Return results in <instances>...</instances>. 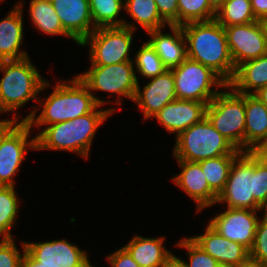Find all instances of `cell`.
Returning <instances> with one entry per match:
<instances>
[{"instance_id": "obj_1", "label": "cell", "mask_w": 267, "mask_h": 267, "mask_svg": "<svg viewBox=\"0 0 267 267\" xmlns=\"http://www.w3.org/2000/svg\"><path fill=\"white\" fill-rule=\"evenodd\" d=\"M63 82L56 84L53 92L48 97L46 96L45 103L38 100L43 108L39 116L36 115L37 107L20 121H25L31 128L49 126L73 120L92 112L98 105L104 106L110 103L94 96L77 75L69 82Z\"/></svg>"}, {"instance_id": "obj_2", "label": "cell", "mask_w": 267, "mask_h": 267, "mask_svg": "<svg viewBox=\"0 0 267 267\" xmlns=\"http://www.w3.org/2000/svg\"><path fill=\"white\" fill-rule=\"evenodd\" d=\"M187 57L215 72L227 85L235 74L225 29L215 19L182 25Z\"/></svg>"}, {"instance_id": "obj_3", "label": "cell", "mask_w": 267, "mask_h": 267, "mask_svg": "<svg viewBox=\"0 0 267 267\" xmlns=\"http://www.w3.org/2000/svg\"><path fill=\"white\" fill-rule=\"evenodd\" d=\"M98 105L92 112L73 120L46 126L36 136V150H63L76 152L83 158L89 157L96 131L101 124L117 109L99 110Z\"/></svg>"}, {"instance_id": "obj_4", "label": "cell", "mask_w": 267, "mask_h": 267, "mask_svg": "<svg viewBox=\"0 0 267 267\" xmlns=\"http://www.w3.org/2000/svg\"><path fill=\"white\" fill-rule=\"evenodd\" d=\"M0 114L1 112H15L33 98L38 101L37 94L50 86L43 79L29 56L19 60L0 61Z\"/></svg>"}, {"instance_id": "obj_5", "label": "cell", "mask_w": 267, "mask_h": 267, "mask_svg": "<svg viewBox=\"0 0 267 267\" xmlns=\"http://www.w3.org/2000/svg\"><path fill=\"white\" fill-rule=\"evenodd\" d=\"M176 138L173 150L176 160L200 162L222 155L241 153L214 128L206 116Z\"/></svg>"}, {"instance_id": "obj_6", "label": "cell", "mask_w": 267, "mask_h": 267, "mask_svg": "<svg viewBox=\"0 0 267 267\" xmlns=\"http://www.w3.org/2000/svg\"><path fill=\"white\" fill-rule=\"evenodd\" d=\"M206 107V117L237 150L244 152L245 94L224 87ZM231 91H230V90Z\"/></svg>"}, {"instance_id": "obj_7", "label": "cell", "mask_w": 267, "mask_h": 267, "mask_svg": "<svg viewBox=\"0 0 267 267\" xmlns=\"http://www.w3.org/2000/svg\"><path fill=\"white\" fill-rule=\"evenodd\" d=\"M175 79L176 98L193 100L207 105L227 85L215 72L198 61L186 58L171 69ZM215 89H212V87ZM217 90V91H216Z\"/></svg>"}, {"instance_id": "obj_8", "label": "cell", "mask_w": 267, "mask_h": 267, "mask_svg": "<svg viewBox=\"0 0 267 267\" xmlns=\"http://www.w3.org/2000/svg\"><path fill=\"white\" fill-rule=\"evenodd\" d=\"M135 31L121 27L96 28L79 46L89 44L91 66L113 65L132 61L129 56Z\"/></svg>"}, {"instance_id": "obj_9", "label": "cell", "mask_w": 267, "mask_h": 267, "mask_svg": "<svg viewBox=\"0 0 267 267\" xmlns=\"http://www.w3.org/2000/svg\"><path fill=\"white\" fill-rule=\"evenodd\" d=\"M254 152H241L232 162L224 190L216 204L227 203V208L263 210L254 201Z\"/></svg>"}, {"instance_id": "obj_10", "label": "cell", "mask_w": 267, "mask_h": 267, "mask_svg": "<svg viewBox=\"0 0 267 267\" xmlns=\"http://www.w3.org/2000/svg\"><path fill=\"white\" fill-rule=\"evenodd\" d=\"M133 61L113 65L91 66L85 73L77 75L89 91H104L114 93L119 97L134 100L138 77Z\"/></svg>"}, {"instance_id": "obj_11", "label": "cell", "mask_w": 267, "mask_h": 267, "mask_svg": "<svg viewBox=\"0 0 267 267\" xmlns=\"http://www.w3.org/2000/svg\"><path fill=\"white\" fill-rule=\"evenodd\" d=\"M227 43L235 69L242 63L267 53V27L257 20L244 25L224 27Z\"/></svg>"}, {"instance_id": "obj_12", "label": "cell", "mask_w": 267, "mask_h": 267, "mask_svg": "<svg viewBox=\"0 0 267 267\" xmlns=\"http://www.w3.org/2000/svg\"><path fill=\"white\" fill-rule=\"evenodd\" d=\"M31 129L25 121H19L2 139L0 144V186L15 187L14 175L18 173L28 149L36 150V137L29 140Z\"/></svg>"}, {"instance_id": "obj_13", "label": "cell", "mask_w": 267, "mask_h": 267, "mask_svg": "<svg viewBox=\"0 0 267 267\" xmlns=\"http://www.w3.org/2000/svg\"><path fill=\"white\" fill-rule=\"evenodd\" d=\"M25 243V251L43 267H93L88 253L65 239Z\"/></svg>"}, {"instance_id": "obj_14", "label": "cell", "mask_w": 267, "mask_h": 267, "mask_svg": "<svg viewBox=\"0 0 267 267\" xmlns=\"http://www.w3.org/2000/svg\"><path fill=\"white\" fill-rule=\"evenodd\" d=\"M257 211L264 212V210L227 208L212 218L208 224L224 238L235 241L250 251L259 221Z\"/></svg>"}, {"instance_id": "obj_15", "label": "cell", "mask_w": 267, "mask_h": 267, "mask_svg": "<svg viewBox=\"0 0 267 267\" xmlns=\"http://www.w3.org/2000/svg\"><path fill=\"white\" fill-rule=\"evenodd\" d=\"M203 251L211 255L220 266L246 267L250 262V252L243 245L224 238L209 224L205 233L190 237Z\"/></svg>"}, {"instance_id": "obj_16", "label": "cell", "mask_w": 267, "mask_h": 267, "mask_svg": "<svg viewBox=\"0 0 267 267\" xmlns=\"http://www.w3.org/2000/svg\"><path fill=\"white\" fill-rule=\"evenodd\" d=\"M175 79L172 70H166L163 74L150 78V82L140 89L137 82V90L133 102L143 112V118L149 119L159 112L165 105L176 100Z\"/></svg>"}, {"instance_id": "obj_17", "label": "cell", "mask_w": 267, "mask_h": 267, "mask_svg": "<svg viewBox=\"0 0 267 267\" xmlns=\"http://www.w3.org/2000/svg\"><path fill=\"white\" fill-rule=\"evenodd\" d=\"M51 2L63 29L75 43L80 45L96 29L89 0H51Z\"/></svg>"}, {"instance_id": "obj_18", "label": "cell", "mask_w": 267, "mask_h": 267, "mask_svg": "<svg viewBox=\"0 0 267 267\" xmlns=\"http://www.w3.org/2000/svg\"><path fill=\"white\" fill-rule=\"evenodd\" d=\"M206 107L207 104L203 102L176 99L165 105L153 117L168 132H176L177 137L206 116Z\"/></svg>"}, {"instance_id": "obj_19", "label": "cell", "mask_w": 267, "mask_h": 267, "mask_svg": "<svg viewBox=\"0 0 267 267\" xmlns=\"http://www.w3.org/2000/svg\"><path fill=\"white\" fill-rule=\"evenodd\" d=\"M177 163L182 171L172 181L197 203V210L216 204L218 195L209 187L200 164L185 160Z\"/></svg>"}, {"instance_id": "obj_20", "label": "cell", "mask_w": 267, "mask_h": 267, "mask_svg": "<svg viewBox=\"0 0 267 267\" xmlns=\"http://www.w3.org/2000/svg\"><path fill=\"white\" fill-rule=\"evenodd\" d=\"M267 151V106L253 94H245L244 152Z\"/></svg>"}, {"instance_id": "obj_21", "label": "cell", "mask_w": 267, "mask_h": 267, "mask_svg": "<svg viewBox=\"0 0 267 267\" xmlns=\"http://www.w3.org/2000/svg\"><path fill=\"white\" fill-rule=\"evenodd\" d=\"M170 34L161 30L147 32L150 39L147 40L155 49L167 70L179 66L187 58L186 40L181 26L169 25Z\"/></svg>"}, {"instance_id": "obj_22", "label": "cell", "mask_w": 267, "mask_h": 267, "mask_svg": "<svg viewBox=\"0 0 267 267\" xmlns=\"http://www.w3.org/2000/svg\"><path fill=\"white\" fill-rule=\"evenodd\" d=\"M23 1L18 2L8 15L0 21V61L19 60L28 53L19 50L23 40Z\"/></svg>"}, {"instance_id": "obj_23", "label": "cell", "mask_w": 267, "mask_h": 267, "mask_svg": "<svg viewBox=\"0 0 267 267\" xmlns=\"http://www.w3.org/2000/svg\"><path fill=\"white\" fill-rule=\"evenodd\" d=\"M124 248L140 267H163L173 255L164 247V237L146 238L135 236Z\"/></svg>"}, {"instance_id": "obj_24", "label": "cell", "mask_w": 267, "mask_h": 267, "mask_svg": "<svg viewBox=\"0 0 267 267\" xmlns=\"http://www.w3.org/2000/svg\"><path fill=\"white\" fill-rule=\"evenodd\" d=\"M229 86L241 94H254L267 86V53L239 65Z\"/></svg>"}, {"instance_id": "obj_25", "label": "cell", "mask_w": 267, "mask_h": 267, "mask_svg": "<svg viewBox=\"0 0 267 267\" xmlns=\"http://www.w3.org/2000/svg\"><path fill=\"white\" fill-rule=\"evenodd\" d=\"M89 6L95 28L124 26L136 29L135 23H128L119 17L121 9L125 8L123 0H89Z\"/></svg>"}, {"instance_id": "obj_26", "label": "cell", "mask_w": 267, "mask_h": 267, "mask_svg": "<svg viewBox=\"0 0 267 267\" xmlns=\"http://www.w3.org/2000/svg\"><path fill=\"white\" fill-rule=\"evenodd\" d=\"M29 16L32 24L47 35H63L71 38L63 29L51 1L30 0Z\"/></svg>"}, {"instance_id": "obj_27", "label": "cell", "mask_w": 267, "mask_h": 267, "mask_svg": "<svg viewBox=\"0 0 267 267\" xmlns=\"http://www.w3.org/2000/svg\"><path fill=\"white\" fill-rule=\"evenodd\" d=\"M125 10L146 32L168 25L160 16L155 0H126Z\"/></svg>"}, {"instance_id": "obj_28", "label": "cell", "mask_w": 267, "mask_h": 267, "mask_svg": "<svg viewBox=\"0 0 267 267\" xmlns=\"http://www.w3.org/2000/svg\"><path fill=\"white\" fill-rule=\"evenodd\" d=\"M238 155H222L198 162L209 184V187L219 196L228 180L233 160Z\"/></svg>"}, {"instance_id": "obj_29", "label": "cell", "mask_w": 267, "mask_h": 267, "mask_svg": "<svg viewBox=\"0 0 267 267\" xmlns=\"http://www.w3.org/2000/svg\"><path fill=\"white\" fill-rule=\"evenodd\" d=\"M215 20L223 27L257 21L250 0H225L216 12Z\"/></svg>"}, {"instance_id": "obj_30", "label": "cell", "mask_w": 267, "mask_h": 267, "mask_svg": "<svg viewBox=\"0 0 267 267\" xmlns=\"http://www.w3.org/2000/svg\"><path fill=\"white\" fill-rule=\"evenodd\" d=\"M15 187L0 186V236L1 239H13V228L19 210Z\"/></svg>"}, {"instance_id": "obj_31", "label": "cell", "mask_w": 267, "mask_h": 267, "mask_svg": "<svg viewBox=\"0 0 267 267\" xmlns=\"http://www.w3.org/2000/svg\"><path fill=\"white\" fill-rule=\"evenodd\" d=\"M216 12L207 0H178V26L215 19Z\"/></svg>"}, {"instance_id": "obj_32", "label": "cell", "mask_w": 267, "mask_h": 267, "mask_svg": "<svg viewBox=\"0 0 267 267\" xmlns=\"http://www.w3.org/2000/svg\"><path fill=\"white\" fill-rule=\"evenodd\" d=\"M134 65L138 74L140 73L142 77L148 80L163 74L167 70L148 41L137 51Z\"/></svg>"}, {"instance_id": "obj_33", "label": "cell", "mask_w": 267, "mask_h": 267, "mask_svg": "<svg viewBox=\"0 0 267 267\" xmlns=\"http://www.w3.org/2000/svg\"><path fill=\"white\" fill-rule=\"evenodd\" d=\"M254 201L267 209V151L254 152Z\"/></svg>"}, {"instance_id": "obj_34", "label": "cell", "mask_w": 267, "mask_h": 267, "mask_svg": "<svg viewBox=\"0 0 267 267\" xmlns=\"http://www.w3.org/2000/svg\"><path fill=\"white\" fill-rule=\"evenodd\" d=\"M177 243L176 246L187 250L189 262L182 260L186 267H220L219 263L190 237H185Z\"/></svg>"}, {"instance_id": "obj_35", "label": "cell", "mask_w": 267, "mask_h": 267, "mask_svg": "<svg viewBox=\"0 0 267 267\" xmlns=\"http://www.w3.org/2000/svg\"><path fill=\"white\" fill-rule=\"evenodd\" d=\"M250 262L257 265H267V212L258 221L254 242L251 247Z\"/></svg>"}, {"instance_id": "obj_36", "label": "cell", "mask_w": 267, "mask_h": 267, "mask_svg": "<svg viewBox=\"0 0 267 267\" xmlns=\"http://www.w3.org/2000/svg\"><path fill=\"white\" fill-rule=\"evenodd\" d=\"M22 255L14 239H1L0 267H21Z\"/></svg>"}, {"instance_id": "obj_37", "label": "cell", "mask_w": 267, "mask_h": 267, "mask_svg": "<svg viewBox=\"0 0 267 267\" xmlns=\"http://www.w3.org/2000/svg\"><path fill=\"white\" fill-rule=\"evenodd\" d=\"M161 18L168 25L178 26V0H155Z\"/></svg>"}, {"instance_id": "obj_38", "label": "cell", "mask_w": 267, "mask_h": 267, "mask_svg": "<svg viewBox=\"0 0 267 267\" xmlns=\"http://www.w3.org/2000/svg\"><path fill=\"white\" fill-rule=\"evenodd\" d=\"M107 259L111 267H140L124 247L107 256Z\"/></svg>"}, {"instance_id": "obj_39", "label": "cell", "mask_w": 267, "mask_h": 267, "mask_svg": "<svg viewBox=\"0 0 267 267\" xmlns=\"http://www.w3.org/2000/svg\"><path fill=\"white\" fill-rule=\"evenodd\" d=\"M257 20L267 22V0H250Z\"/></svg>"}, {"instance_id": "obj_40", "label": "cell", "mask_w": 267, "mask_h": 267, "mask_svg": "<svg viewBox=\"0 0 267 267\" xmlns=\"http://www.w3.org/2000/svg\"><path fill=\"white\" fill-rule=\"evenodd\" d=\"M18 116L14 113L10 120H0V144L2 139L18 124Z\"/></svg>"}, {"instance_id": "obj_41", "label": "cell", "mask_w": 267, "mask_h": 267, "mask_svg": "<svg viewBox=\"0 0 267 267\" xmlns=\"http://www.w3.org/2000/svg\"><path fill=\"white\" fill-rule=\"evenodd\" d=\"M23 255L21 260V267H43L41 263L34 260L26 251H25V243L22 241Z\"/></svg>"}, {"instance_id": "obj_42", "label": "cell", "mask_w": 267, "mask_h": 267, "mask_svg": "<svg viewBox=\"0 0 267 267\" xmlns=\"http://www.w3.org/2000/svg\"><path fill=\"white\" fill-rule=\"evenodd\" d=\"M163 267H186L182 259L173 254Z\"/></svg>"}, {"instance_id": "obj_43", "label": "cell", "mask_w": 267, "mask_h": 267, "mask_svg": "<svg viewBox=\"0 0 267 267\" xmlns=\"http://www.w3.org/2000/svg\"><path fill=\"white\" fill-rule=\"evenodd\" d=\"M253 95L256 96L261 102H263L267 106V86L259 89Z\"/></svg>"}, {"instance_id": "obj_44", "label": "cell", "mask_w": 267, "mask_h": 267, "mask_svg": "<svg viewBox=\"0 0 267 267\" xmlns=\"http://www.w3.org/2000/svg\"><path fill=\"white\" fill-rule=\"evenodd\" d=\"M209 6L217 12L222 6L225 0H207Z\"/></svg>"}, {"instance_id": "obj_45", "label": "cell", "mask_w": 267, "mask_h": 267, "mask_svg": "<svg viewBox=\"0 0 267 267\" xmlns=\"http://www.w3.org/2000/svg\"><path fill=\"white\" fill-rule=\"evenodd\" d=\"M246 267H267L266 265H257V264H254V263H250L248 266Z\"/></svg>"}]
</instances>
